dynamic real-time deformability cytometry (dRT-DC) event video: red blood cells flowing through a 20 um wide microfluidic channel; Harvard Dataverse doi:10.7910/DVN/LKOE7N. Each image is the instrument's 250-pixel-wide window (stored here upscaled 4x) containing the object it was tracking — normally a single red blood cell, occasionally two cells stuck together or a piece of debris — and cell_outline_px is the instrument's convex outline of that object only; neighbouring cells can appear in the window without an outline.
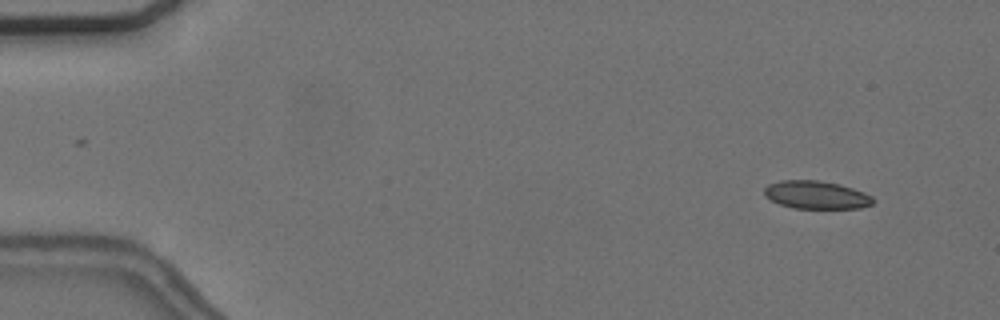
{"species": "common noctule bat (a hibernating species)", "species_latin": "Nyctalus noctula", "temperature_condition": "cold", "stored_images_in_passage": 7, "camera_frame_rate_fps": 3000, "um_per_image_px": 0.085, "animal": {"sex": "female", "body_mass_g": 24.6, "forearm_length_mm": 56.2}, "frame": {"image": 1, "passage_image": 1, "time_ms": 0.0, "image_size_px": [1000, 320], "cell_outline_px": [[876, 200], [872, 204], [860, 208], [792, 208], [780, 204], [764, 196], [764, 188], [768, 184], [780, 180], [816, 180], [840, 184], [864, 192], [872, 196]], "centroid_in_image_um": [69.38, 16.56], "position_along_channel_um": 15.6, "area_um2": 17.8}}